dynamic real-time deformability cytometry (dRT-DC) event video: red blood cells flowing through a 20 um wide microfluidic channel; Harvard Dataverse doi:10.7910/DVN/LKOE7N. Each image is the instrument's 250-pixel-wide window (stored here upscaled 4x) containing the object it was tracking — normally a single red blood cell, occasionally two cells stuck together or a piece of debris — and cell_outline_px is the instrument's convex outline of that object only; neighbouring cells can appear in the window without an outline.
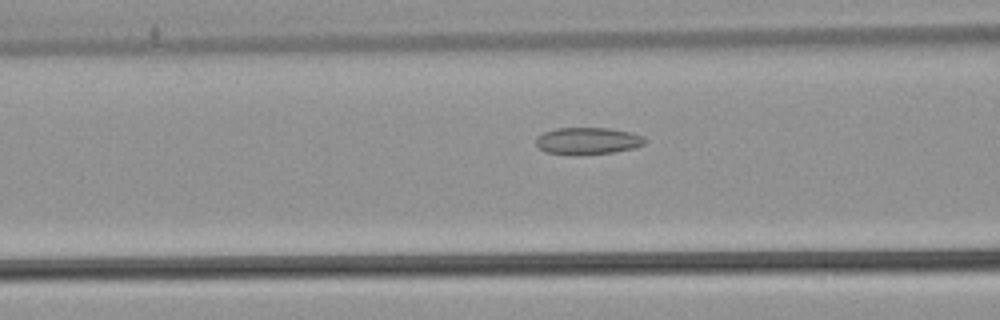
{"species": "common noctule bat (a hibernating species)", "species_latin": "Nyctalus noctula", "temperature_condition": "warm", "stored_images_in_passage": 40, "camera_frame_rate_fps": 3000, "um_per_image_px": 0.085, "animal": {"sex": "male", "body_mass_g": 21.5, "forearm_length_mm": 52.0}, "frame": {"image": 1, "passage_image": 15, "time_ms": 4.667, "image_size_px": [1000, 320], "cell_outline_px": [[648, 140], [644, 144], [632, 148], [612, 152], [544, 152], [536, 144], [536, 136], [544, 132], [556, 128], [608, 128], [632, 132], [644, 136]], "centroid_in_image_um": [50.0, 11.92], "position_along_channel_um": 116.6, "area_um2": 16.42}}
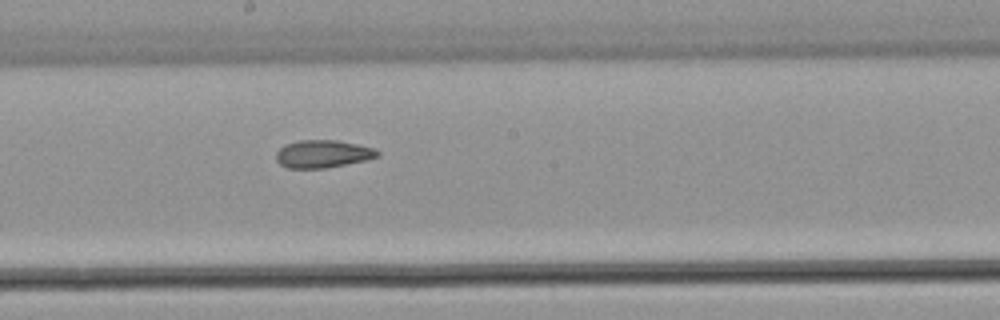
{"frame": {"image": 2, "passage_image": 23, "time_ms": 7.333, "image_size_px": [1000, 320], "cell_outline_px": [[380, 156], [364, 160], [324, 168], [288, 168], [280, 164], [276, 160], [276, 152], [284, 144], [300, 140], [336, 140], [376, 148], [380, 152]], "centroid_in_image_um": [27.43, 13.07], "position_along_channel_um": 220.8, "area_um2": 16.3}}
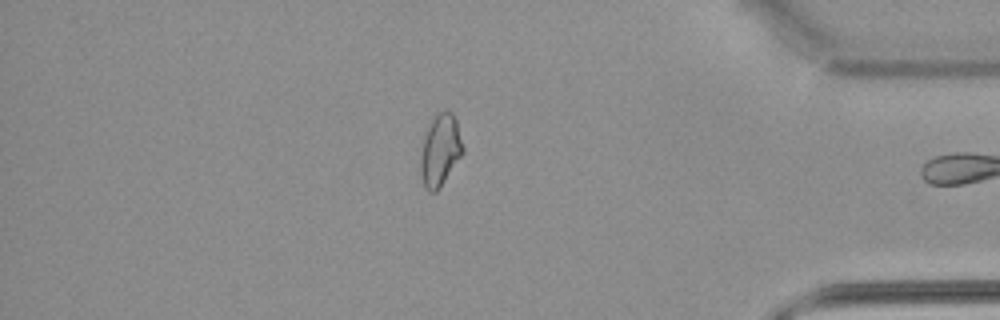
{"frame": {"image": 3, "passage_image": 39, "time_ms": 12.667, "image_size_px": [1000, 320], "cell_outline_px": [[464, 152], [440, 188], [436, 192], [428, 192], [424, 188], [420, 176], [420, 156], [424, 136], [428, 124], [440, 112], [452, 112], [456, 120], [464, 148]], "centroid_in_image_um": [37.4, 12.83], "position_along_channel_um": 397.8, "area_um2": 17.8}, "authors_computed_cell_mechanics": {"area_um2": 16.9354, "velocity_mm_per_s": 3.915, "shape_relaxation_time_tau1_ms": null, "shape_relaxation_time_tau2_ms": 3.4381, "deformation_change_tau1": null, "deformation_change_tau2": 0.0987}}